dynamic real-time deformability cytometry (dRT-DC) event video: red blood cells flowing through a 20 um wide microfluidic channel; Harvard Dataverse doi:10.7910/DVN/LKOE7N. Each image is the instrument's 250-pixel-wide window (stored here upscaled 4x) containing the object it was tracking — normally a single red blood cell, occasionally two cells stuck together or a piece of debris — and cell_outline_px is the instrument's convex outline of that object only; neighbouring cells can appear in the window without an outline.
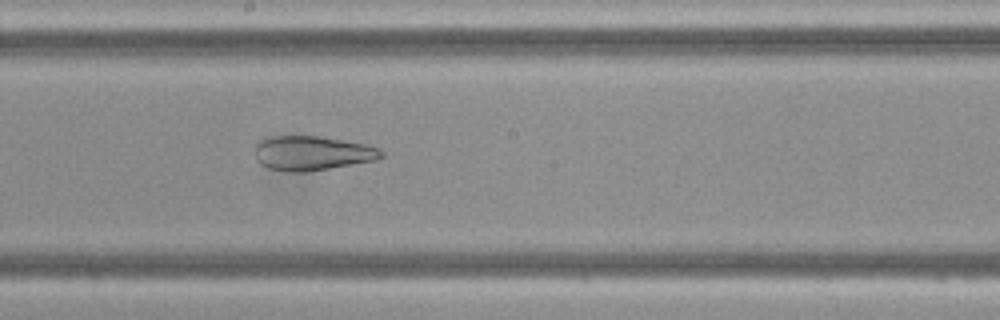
{"species": "Egyptian fruit bat (a non-hibernating species)", "species_latin": "Rousettus aegyptiacus", "temperature_condition": "cold", "stored_images_in_passage": 50, "camera_frame_rate_fps": 3000, "um_per_image_px": 0.085, "frame": {"image": 1, "passage_image": 27, "time_ms": 8.667, "image_size_px": [1000, 320], "cell_outline_px": [[384, 156], [376, 160], [304, 172], [288, 172], [268, 168], [260, 164], [256, 160], [256, 144], [260, 140], [272, 136], [320, 136], [364, 144], [376, 148], [384, 152]], "centroid_in_image_um": [26.5, 13.02], "position_along_channel_um": 221.7, "area_um2": 25.14}}
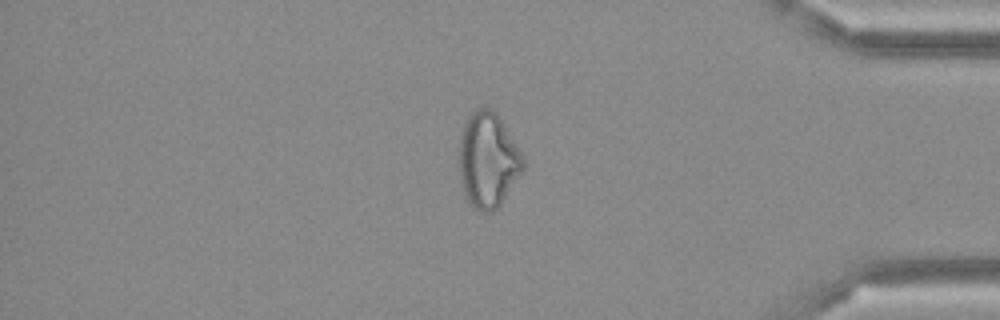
{"frame": {"image": 2, "passage_image": 42, "time_ms": 13.667, "image_size_px": [1000, 320], "cell_outline_px": [[524, 168], [500, 204], [492, 212], [480, 212], [472, 208], [464, 196], [460, 176], [460, 132], [468, 116], [476, 108], [492, 108], [496, 112], [504, 124], [516, 144], [524, 160]], "centroid_in_image_um": [41.45, 13.61], "position_along_channel_um": 393.7, "area_um2": 35.32}}
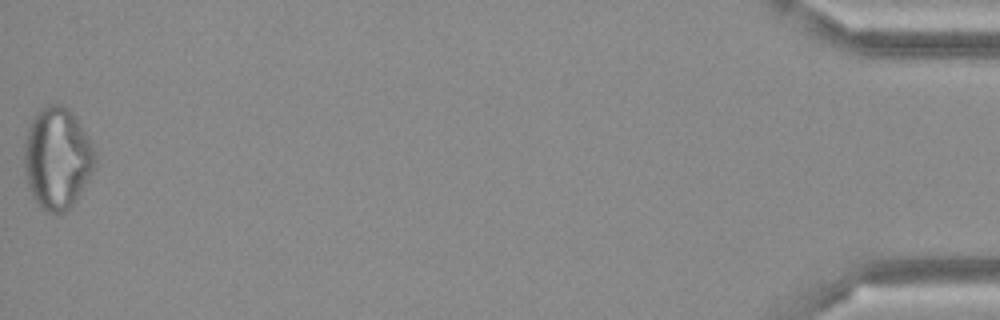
{"frame": {"image": 3, "passage_image": 50, "time_ms": 16.333, "image_size_px": [1000, 320], "cell_outline_px": [[96, 168], [72, 204], [64, 212], [48, 212], [40, 208], [32, 196], [28, 188], [24, 172], [24, 144], [28, 128], [36, 112], [40, 108], [48, 104], [60, 104], [68, 108], [76, 116], [92, 144], [96, 152]], "centroid_in_image_um": [4.86, 13.43], "position_along_channel_um": 430.3, "area_um2": 42.25}}